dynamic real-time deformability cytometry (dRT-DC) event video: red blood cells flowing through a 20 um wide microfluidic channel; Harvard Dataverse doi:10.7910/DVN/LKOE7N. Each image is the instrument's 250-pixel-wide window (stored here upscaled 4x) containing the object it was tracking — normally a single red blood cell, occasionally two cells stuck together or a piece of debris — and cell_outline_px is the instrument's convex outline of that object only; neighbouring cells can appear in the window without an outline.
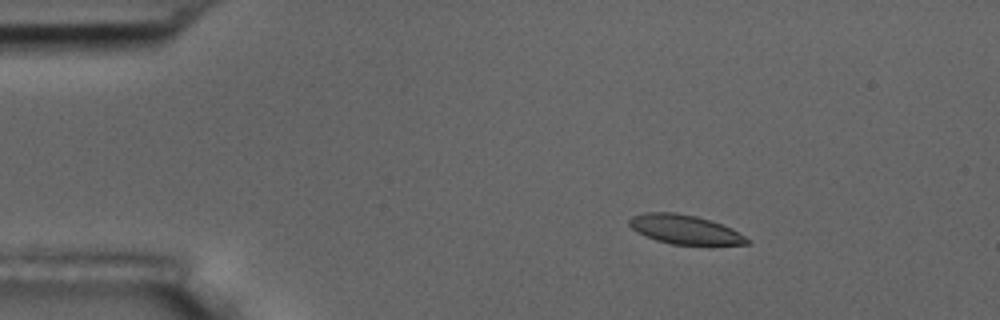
{"species": "common noctule bat (a hibernating species)", "species_latin": "Nyctalus noctula", "temperature_condition": "room temperature", "stored_images_in_passage": 4, "camera_frame_rate_fps": 3000, "um_per_image_px": 0.085, "animal": {"sex": "male", "body_mass_g": 17.5, "forearm_length_mm": 52.3}, "frame": {"image": 1, "passage_image": 3, "time_ms": 2.333, "image_size_px": [1000, 320], "cell_outline_px": [[752, 240], [748, 244], [672, 244], [656, 240], [644, 236], [636, 232], [628, 224], [628, 220], [632, 216], [644, 212], [676, 212], [696, 216], [732, 228]], "centroid_in_image_um": [58.17, 19.49], "position_along_channel_um": 26.8, "area_um2": 19.94}}